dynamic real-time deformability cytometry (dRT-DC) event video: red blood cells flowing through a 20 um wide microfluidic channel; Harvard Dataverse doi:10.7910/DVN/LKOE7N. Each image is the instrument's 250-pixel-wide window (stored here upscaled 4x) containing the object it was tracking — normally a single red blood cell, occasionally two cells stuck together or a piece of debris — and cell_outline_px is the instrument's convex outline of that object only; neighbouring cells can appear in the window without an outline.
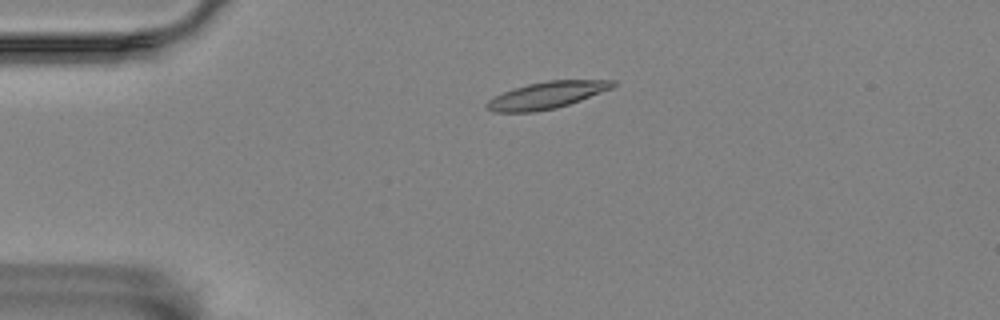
{"species": "Egyptian fruit bat (a non-hibernating species)", "species_latin": "Rousettus aegyptiacus", "temperature_condition": "room temperature", "stored_images_in_passage": 13, "camera_frame_rate_fps": 3000, "um_per_image_px": 0.085, "animal": {"sex": "female"}, "frame": {"image": 1, "passage_image": 2, "time_ms": 1.333, "image_size_px": [1000, 320], "cell_outline_px": [[616, 84], [612, 88], [580, 100], [556, 108], [532, 112], [492, 112], [484, 108], [484, 104], [488, 100], [512, 88], [528, 84], [548, 80], [616, 80]], "centroid_in_image_um": [46.43, 8.09], "position_along_channel_um": 38.6, "area_um2": 19.71}}
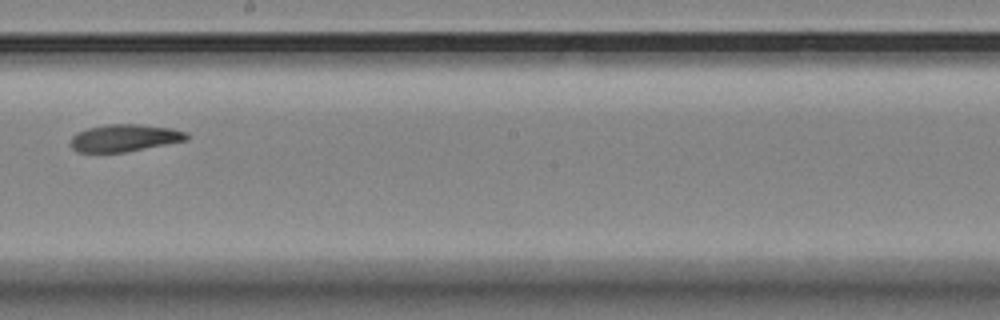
{"frame": {"image": 2, "passage_image": 7, "time_ms": 8.0, "image_size_px": [1000, 320], "cell_outline_px": [[188, 140], [124, 152], [76, 152], [68, 144], [72, 136], [76, 132], [88, 128], [108, 124], [140, 124], [172, 128], [188, 132]], "centroid_in_image_um": [10.56, 11.72], "position_along_channel_um": 237.6, "area_um2": 18.55}}
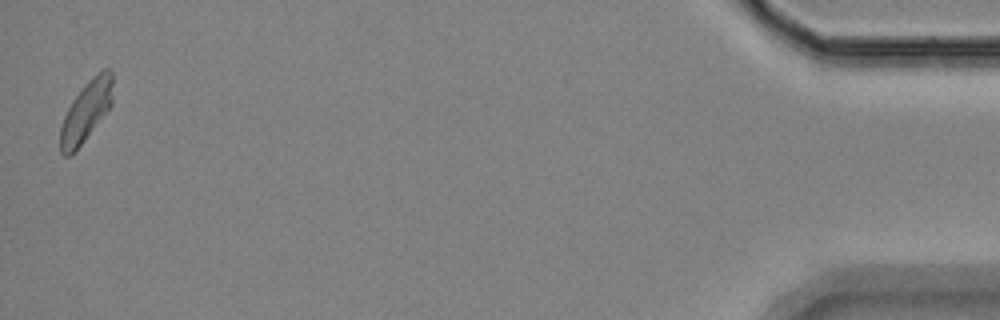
{"frame": {"image": 3, "passage_image": 13, "time_ms": 16.0, "image_size_px": [1000, 320], "cell_outline_px": [[112, 104], [84, 140], [68, 156], [64, 156], [60, 152], [60, 128], [64, 116], [72, 100], [88, 80], [96, 72], [104, 68], [108, 68], [112, 72]], "centroid_in_image_um": [7.32, 9.41], "position_along_channel_um": 427.9, "area_um2": 18.15}, "authors_computed_cell_mechanics": {"area_um2": 18.7272, "velocity_mm_per_s": 3.4751, "shape_relaxation_time_tau1_ms": 8.1995, "shape_relaxation_time_tau2_ms": null, "deformation_change_tau1": 0.168, "deformation_change_tau2": null}}